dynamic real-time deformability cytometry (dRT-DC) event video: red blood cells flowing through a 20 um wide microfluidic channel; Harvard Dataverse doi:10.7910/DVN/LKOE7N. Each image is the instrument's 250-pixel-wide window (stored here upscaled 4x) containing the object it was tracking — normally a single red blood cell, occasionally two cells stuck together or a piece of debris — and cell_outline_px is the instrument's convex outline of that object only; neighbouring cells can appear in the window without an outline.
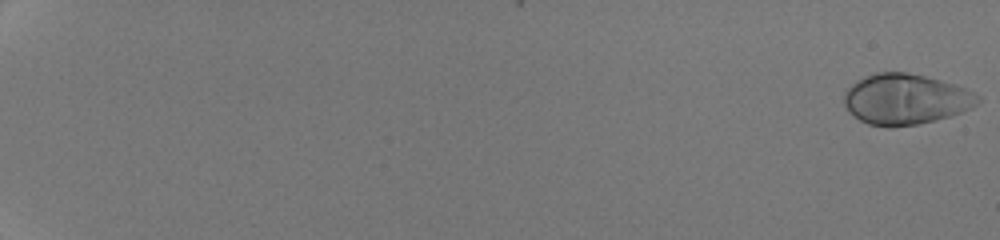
{"species": "human", "species_latin": "Homo sapiens", "temperature_condition": "room temperature", "stored_images_in_passage": 53, "camera_frame_rate_fps": 3000, "um_per_image_px": 0.085, "donor": {"sex": "male"}, "frame": {"image": 1, "passage_image": 1, "time_ms": 0.0, "image_size_px": [1000, 240], "cell_outline_px": [[980, 100], [972, 108], [936, 120], [916, 124], [892, 128], [888, 128], [868, 124], [860, 120], [844, 104], [844, 92], [856, 80], [864, 76], [876, 72], [904, 72], [924, 76], [956, 84], [980, 96]], "centroid_in_image_um": [76.96, 8.43], "position_along_channel_um": 8.0, "area_um2": 39.3}}
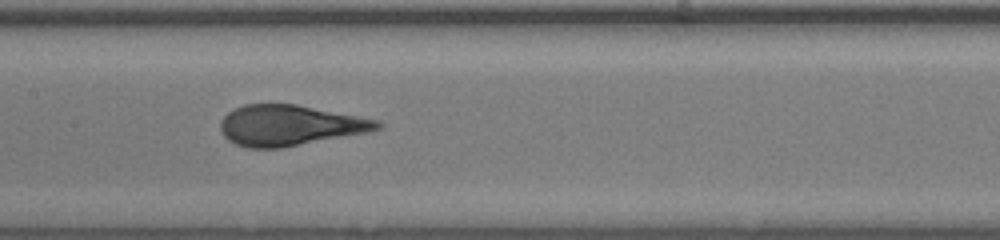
{"frame": {"image": 2, "passage_image": 31, "time_ms": 10.0, "image_size_px": [1000, 240], "cell_outline_px": [[384, 128], [368, 132], [280, 148], [248, 148], [236, 144], [228, 140], [224, 136], [220, 128], [220, 120], [228, 112], [244, 104], [296, 104], [380, 120], [384, 124]], "centroid_in_image_um": [24.65, 10.65], "position_along_channel_um": 182.7, "area_um2": 37.17}}
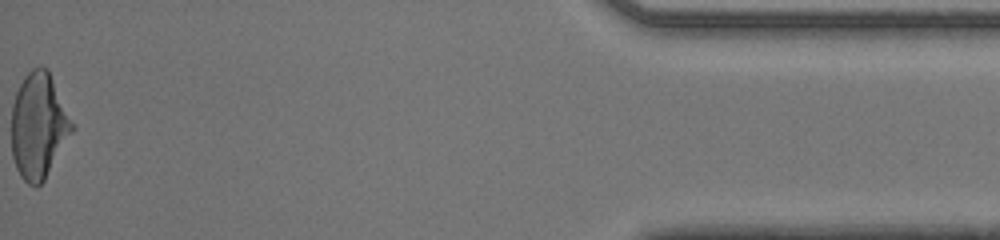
{"frame": {"image": 3, "passage_image": 53, "time_ms": 17.333, "image_size_px": [1000, 240], "cell_outline_px": [[76, 124], [72, 132], [44, 180], [36, 188], [28, 184], [20, 176], [16, 168], [12, 156], [12, 104], [16, 92], [24, 76], [32, 68], [40, 64], [48, 68]], "centroid_in_image_um": [3.3, 10.65], "position_along_channel_um": 431.9, "area_um2": 37.8}, "authors_computed_cell_mechanics": {"area_um2": 37.281, "velocity_mm_per_s": 4.3236, "shape_relaxation_time_tau1_ms": 4.0512, "shape_relaxation_time_tau2_ms": null, "deformation_change_tau1": 0.2056, "deformation_change_tau2": null}}